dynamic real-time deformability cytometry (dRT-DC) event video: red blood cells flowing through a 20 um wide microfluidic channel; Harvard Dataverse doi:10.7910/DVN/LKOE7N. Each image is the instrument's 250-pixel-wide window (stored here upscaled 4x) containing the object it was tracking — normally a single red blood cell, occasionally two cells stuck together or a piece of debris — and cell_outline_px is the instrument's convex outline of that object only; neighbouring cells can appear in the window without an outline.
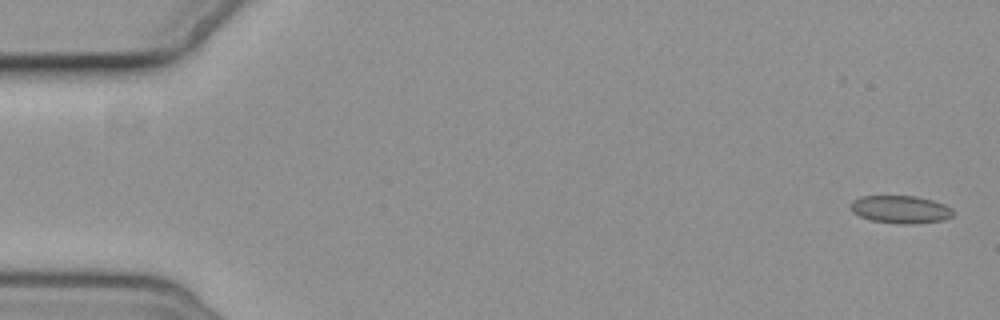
{"species": "common noctule bat (a hibernating species)", "species_latin": "Nyctalus noctula", "temperature_condition": "cold", "stored_images_in_passage": 7, "camera_frame_rate_fps": 3000, "um_per_image_px": 0.085, "animal": {"sex": "female", "body_mass_g": 19.3, "forearm_length_mm": 54.1}, "frame": {"image": 1, "passage_image": 1, "time_ms": 0.0, "image_size_px": [1000, 320], "cell_outline_px": [[952, 216], [944, 220], [912, 224], [904, 224], [868, 220], [852, 212], [848, 204], [852, 200], [860, 196], [916, 196], [932, 200], [944, 204], [952, 208]], "centroid_in_image_um": [76.5, 17.8], "position_along_channel_um": 8.5, "area_um2": 16.7}}
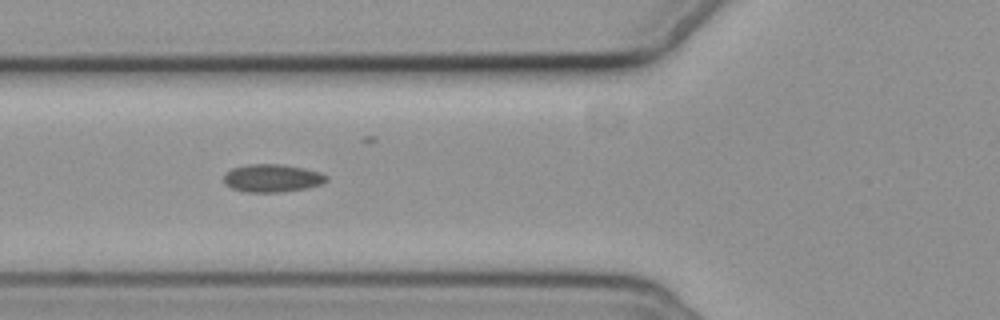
{"frame": {"image": 2, "passage_image": 6, "time_ms": 6.667, "image_size_px": [1000, 320], "cell_outline_px": [[328, 180], [320, 184], [304, 188], [280, 192], [248, 192], [232, 188], [224, 184], [224, 172], [232, 168], [248, 164], [284, 164], [304, 168], [320, 172], [328, 176]], "centroid_in_image_um": [23.11, 15.13], "position_along_channel_um": 102.7, "area_um2": 16.7}}
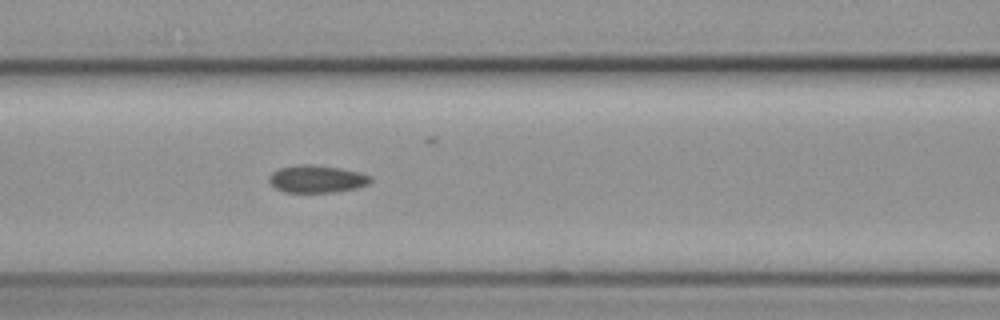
{"frame": {"image": 3, "passage_image": 7, "time_ms": 7.667, "image_size_px": [1000, 320], "cell_outline_px": [[372, 180], [368, 184], [356, 188], [332, 192], [284, 192], [276, 188], [268, 180], [268, 176], [272, 172], [280, 168], [296, 164], [312, 164], [340, 168], [360, 172], [372, 176]], "centroid_in_image_um": [26.93, 15.2], "position_along_channel_um": 139.7, "area_um2": 16.3}}